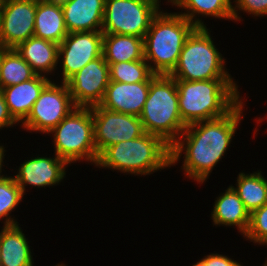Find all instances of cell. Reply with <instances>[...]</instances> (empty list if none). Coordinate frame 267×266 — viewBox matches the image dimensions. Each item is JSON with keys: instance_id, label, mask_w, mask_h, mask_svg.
<instances>
[{"instance_id": "cell-18", "label": "cell", "mask_w": 267, "mask_h": 266, "mask_svg": "<svg viewBox=\"0 0 267 266\" xmlns=\"http://www.w3.org/2000/svg\"><path fill=\"white\" fill-rule=\"evenodd\" d=\"M35 75L28 81L2 88L8 110L13 119L20 125L29 115L33 104L39 98L43 88L52 80Z\"/></svg>"}, {"instance_id": "cell-10", "label": "cell", "mask_w": 267, "mask_h": 266, "mask_svg": "<svg viewBox=\"0 0 267 266\" xmlns=\"http://www.w3.org/2000/svg\"><path fill=\"white\" fill-rule=\"evenodd\" d=\"M91 109L94 143L98 155L109 146L136 139L145 133L138 116L111 111L100 105Z\"/></svg>"}, {"instance_id": "cell-39", "label": "cell", "mask_w": 267, "mask_h": 266, "mask_svg": "<svg viewBox=\"0 0 267 266\" xmlns=\"http://www.w3.org/2000/svg\"><path fill=\"white\" fill-rule=\"evenodd\" d=\"M262 266H267V260L262 264Z\"/></svg>"}, {"instance_id": "cell-2", "label": "cell", "mask_w": 267, "mask_h": 266, "mask_svg": "<svg viewBox=\"0 0 267 266\" xmlns=\"http://www.w3.org/2000/svg\"><path fill=\"white\" fill-rule=\"evenodd\" d=\"M236 79L176 80L179 112L188 126L225 116L243 98Z\"/></svg>"}, {"instance_id": "cell-12", "label": "cell", "mask_w": 267, "mask_h": 266, "mask_svg": "<svg viewBox=\"0 0 267 266\" xmlns=\"http://www.w3.org/2000/svg\"><path fill=\"white\" fill-rule=\"evenodd\" d=\"M109 81V65L102 55L87 63L66 84L76 107L91 108L101 103Z\"/></svg>"}, {"instance_id": "cell-1", "label": "cell", "mask_w": 267, "mask_h": 266, "mask_svg": "<svg viewBox=\"0 0 267 266\" xmlns=\"http://www.w3.org/2000/svg\"><path fill=\"white\" fill-rule=\"evenodd\" d=\"M245 103L242 99L223 117L186 126L171 146V166L178 165L182 158L181 170L186 178L200 186L205 184L235 139L241 121L245 118Z\"/></svg>"}, {"instance_id": "cell-25", "label": "cell", "mask_w": 267, "mask_h": 266, "mask_svg": "<svg viewBox=\"0 0 267 266\" xmlns=\"http://www.w3.org/2000/svg\"><path fill=\"white\" fill-rule=\"evenodd\" d=\"M3 173L5 174L3 171L0 172V222L2 220V227H9L19 224L18 219L11 214L25 198L12 174L10 176Z\"/></svg>"}, {"instance_id": "cell-4", "label": "cell", "mask_w": 267, "mask_h": 266, "mask_svg": "<svg viewBox=\"0 0 267 266\" xmlns=\"http://www.w3.org/2000/svg\"><path fill=\"white\" fill-rule=\"evenodd\" d=\"M196 27L177 12L163 9L144 36V59L155 74L169 75L177 66L186 38Z\"/></svg>"}, {"instance_id": "cell-28", "label": "cell", "mask_w": 267, "mask_h": 266, "mask_svg": "<svg viewBox=\"0 0 267 266\" xmlns=\"http://www.w3.org/2000/svg\"><path fill=\"white\" fill-rule=\"evenodd\" d=\"M243 237L256 246L267 247V203L250 213L249 227Z\"/></svg>"}, {"instance_id": "cell-20", "label": "cell", "mask_w": 267, "mask_h": 266, "mask_svg": "<svg viewBox=\"0 0 267 266\" xmlns=\"http://www.w3.org/2000/svg\"><path fill=\"white\" fill-rule=\"evenodd\" d=\"M166 5L175 6L180 15L195 27H207L203 18L233 22L232 0H164ZM169 3V4H168ZM181 10V11H180ZM203 17V18H202ZM203 19V20H202ZM205 23V24H204Z\"/></svg>"}, {"instance_id": "cell-23", "label": "cell", "mask_w": 267, "mask_h": 266, "mask_svg": "<svg viewBox=\"0 0 267 266\" xmlns=\"http://www.w3.org/2000/svg\"><path fill=\"white\" fill-rule=\"evenodd\" d=\"M102 55L108 64L144 59V40L133 35L103 34Z\"/></svg>"}, {"instance_id": "cell-33", "label": "cell", "mask_w": 267, "mask_h": 266, "mask_svg": "<svg viewBox=\"0 0 267 266\" xmlns=\"http://www.w3.org/2000/svg\"><path fill=\"white\" fill-rule=\"evenodd\" d=\"M5 148L6 147L4 146V143L3 144L0 143V172L5 171L4 170V167H5L4 165H5L6 161H4V159H5V156H6L5 152L7 151Z\"/></svg>"}, {"instance_id": "cell-21", "label": "cell", "mask_w": 267, "mask_h": 266, "mask_svg": "<svg viewBox=\"0 0 267 266\" xmlns=\"http://www.w3.org/2000/svg\"><path fill=\"white\" fill-rule=\"evenodd\" d=\"M19 225L0 226V266H34L32 246Z\"/></svg>"}, {"instance_id": "cell-14", "label": "cell", "mask_w": 267, "mask_h": 266, "mask_svg": "<svg viewBox=\"0 0 267 266\" xmlns=\"http://www.w3.org/2000/svg\"><path fill=\"white\" fill-rule=\"evenodd\" d=\"M25 159L13 175L24 195L26 188H45L59 185L66 178V172L70 166L65 160L53 155H35Z\"/></svg>"}, {"instance_id": "cell-3", "label": "cell", "mask_w": 267, "mask_h": 266, "mask_svg": "<svg viewBox=\"0 0 267 266\" xmlns=\"http://www.w3.org/2000/svg\"><path fill=\"white\" fill-rule=\"evenodd\" d=\"M95 167L137 177L153 175L171 168V146L161 137L145 132L136 139L105 148Z\"/></svg>"}, {"instance_id": "cell-8", "label": "cell", "mask_w": 267, "mask_h": 266, "mask_svg": "<svg viewBox=\"0 0 267 266\" xmlns=\"http://www.w3.org/2000/svg\"><path fill=\"white\" fill-rule=\"evenodd\" d=\"M161 0H105L102 33L144 38Z\"/></svg>"}, {"instance_id": "cell-16", "label": "cell", "mask_w": 267, "mask_h": 266, "mask_svg": "<svg viewBox=\"0 0 267 266\" xmlns=\"http://www.w3.org/2000/svg\"><path fill=\"white\" fill-rule=\"evenodd\" d=\"M61 7L68 33L102 31L105 0H65Z\"/></svg>"}, {"instance_id": "cell-7", "label": "cell", "mask_w": 267, "mask_h": 266, "mask_svg": "<svg viewBox=\"0 0 267 266\" xmlns=\"http://www.w3.org/2000/svg\"><path fill=\"white\" fill-rule=\"evenodd\" d=\"M52 134V135H51ZM54 153L70 166L83 162L95 166L98 153L94 143V121L92 109L76 107L53 130Z\"/></svg>"}, {"instance_id": "cell-36", "label": "cell", "mask_w": 267, "mask_h": 266, "mask_svg": "<svg viewBox=\"0 0 267 266\" xmlns=\"http://www.w3.org/2000/svg\"><path fill=\"white\" fill-rule=\"evenodd\" d=\"M53 266H68V265H66L65 263L59 262V263H57L56 265H53Z\"/></svg>"}, {"instance_id": "cell-6", "label": "cell", "mask_w": 267, "mask_h": 266, "mask_svg": "<svg viewBox=\"0 0 267 266\" xmlns=\"http://www.w3.org/2000/svg\"><path fill=\"white\" fill-rule=\"evenodd\" d=\"M209 29L196 27L186 38L177 66L169 74L175 80L234 79Z\"/></svg>"}, {"instance_id": "cell-32", "label": "cell", "mask_w": 267, "mask_h": 266, "mask_svg": "<svg viewBox=\"0 0 267 266\" xmlns=\"http://www.w3.org/2000/svg\"><path fill=\"white\" fill-rule=\"evenodd\" d=\"M192 266H211V253L204 255L201 259H198Z\"/></svg>"}, {"instance_id": "cell-37", "label": "cell", "mask_w": 267, "mask_h": 266, "mask_svg": "<svg viewBox=\"0 0 267 266\" xmlns=\"http://www.w3.org/2000/svg\"><path fill=\"white\" fill-rule=\"evenodd\" d=\"M6 0H0V9L3 7V5L5 4Z\"/></svg>"}, {"instance_id": "cell-27", "label": "cell", "mask_w": 267, "mask_h": 266, "mask_svg": "<svg viewBox=\"0 0 267 266\" xmlns=\"http://www.w3.org/2000/svg\"><path fill=\"white\" fill-rule=\"evenodd\" d=\"M109 65V80L122 83L148 81L155 73L145 59L119 62Z\"/></svg>"}, {"instance_id": "cell-9", "label": "cell", "mask_w": 267, "mask_h": 266, "mask_svg": "<svg viewBox=\"0 0 267 266\" xmlns=\"http://www.w3.org/2000/svg\"><path fill=\"white\" fill-rule=\"evenodd\" d=\"M55 81L43 88L29 115L19 125L24 131L48 134L76 108L67 84Z\"/></svg>"}, {"instance_id": "cell-34", "label": "cell", "mask_w": 267, "mask_h": 266, "mask_svg": "<svg viewBox=\"0 0 267 266\" xmlns=\"http://www.w3.org/2000/svg\"><path fill=\"white\" fill-rule=\"evenodd\" d=\"M266 117H267L266 114L264 115V117H261V116L257 117V120H256V124H257V125H256V126H257V127L260 126L259 124H260V123H263V121H265V119H267ZM258 123H259V124H258Z\"/></svg>"}, {"instance_id": "cell-15", "label": "cell", "mask_w": 267, "mask_h": 266, "mask_svg": "<svg viewBox=\"0 0 267 266\" xmlns=\"http://www.w3.org/2000/svg\"><path fill=\"white\" fill-rule=\"evenodd\" d=\"M122 83L109 81L104 97L99 104L111 111L140 116L148 96L150 81Z\"/></svg>"}, {"instance_id": "cell-29", "label": "cell", "mask_w": 267, "mask_h": 266, "mask_svg": "<svg viewBox=\"0 0 267 266\" xmlns=\"http://www.w3.org/2000/svg\"><path fill=\"white\" fill-rule=\"evenodd\" d=\"M233 22L240 23L244 21L240 13L243 12L250 17H264L267 16V0H232ZM240 14V15H239Z\"/></svg>"}, {"instance_id": "cell-13", "label": "cell", "mask_w": 267, "mask_h": 266, "mask_svg": "<svg viewBox=\"0 0 267 266\" xmlns=\"http://www.w3.org/2000/svg\"><path fill=\"white\" fill-rule=\"evenodd\" d=\"M36 0H6L0 9V40L6 49H15L34 36Z\"/></svg>"}, {"instance_id": "cell-11", "label": "cell", "mask_w": 267, "mask_h": 266, "mask_svg": "<svg viewBox=\"0 0 267 266\" xmlns=\"http://www.w3.org/2000/svg\"><path fill=\"white\" fill-rule=\"evenodd\" d=\"M102 31H84L68 33L59 44L58 82L66 83L73 75L81 70L87 63L102 56Z\"/></svg>"}, {"instance_id": "cell-26", "label": "cell", "mask_w": 267, "mask_h": 266, "mask_svg": "<svg viewBox=\"0 0 267 266\" xmlns=\"http://www.w3.org/2000/svg\"><path fill=\"white\" fill-rule=\"evenodd\" d=\"M36 74L15 49H7L0 64V90L30 80Z\"/></svg>"}, {"instance_id": "cell-5", "label": "cell", "mask_w": 267, "mask_h": 266, "mask_svg": "<svg viewBox=\"0 0 267 266\" xmlns=\"http://www.w3.org/2000/svg\"><path fill=\"white\" fill-rule=\"evenodd\" d=\"M144 131L161 137L172 146L186 125L181 119L176 80L170 75L157 74L151 81L141 115Z\"/></svg>"}, {"instance_id": "cell-38", "label": "cell", "mask_w": 267, "mask_h": 266, "mask_svg": "<svg viewBox=\"0 0 267 266\" xmlns=\"http://www.w3.org/2000/svg\"><path fill=\"white\" fill-rule=\"evenodd\" d=\"M48 1H52V2H62V1H65V0H48Z\"/></svg>"}, {"instance_id": "cell-17", "label": "cell", "mask_w": 267, "mask_h": 266, "mask_svg": "<svg viewBox=\"0 0 267 266\" xmlns=\"http://www.w3.org/2000/svg\"><path fill=\"white\" fill-rule=\"evenodd\" d=\"M213 226L234 227L245 235L250 222V213L231 185L215 198L211 211Z\"/></svg>"}, {"instance_id": "cell-22", "label": "cell", "mask_w": 267, "mask_h": 266, "mask_svg": "<svg viewBox=\"0 0 267 266\" xmlns=\"http://www.w3.org/2000/svg\"><path fill=\"white\" fill-rule=\"evenodd\" d=\"M67 34L61 2L36 0L34 37L59 45Z\"/></svg>"}, {"instance_id": "cell-24", "label": "cell", "mask_w": 267, "mask_h": 266, "mask_svg": "<svg viewBox=\"0 0 267 266\" xmlns=\"http://www.w3.org/2000/svg\"><path fill=\"white\" fill-rule=\"evenodd\" d=\"M261 170L252 173L239 172L235 186L230 184L251 213L267 203V179Z\"/></svg>"}, {"instance_id": "cell-19", "label": "cell", "mask_w": 267, "mask_h": 266, "mask_svg": "<svg viewBox=\"0 0 267 266\" xmlns=\"http://www.w3.org/2000/svg\"><path fill=\"white\" fill-rule=\"evenodd\" d=\"M15 50L31 66L36 75L47 78L52 75L54 78L58 69L57 43L33 36L19 44Z\"/></svg>"}, {"instance_id": "cell-31", "label": "cell", "mask_w": 267, "mask_h": 266, "mask_svg": "<svg viewBox=\"0 0 267 266\" xmlns=\"http://www.w3.org/2000/svg\"><path fill=\"white\" fill-rule=\"evenodd\" d=\"M211 266H244L240 261L230 258V256L219 253H211Z\"/></svg>"}, {"instance_id": "cell-30", "label": "cell", "mask_w": 267, "mask_h": 266, "mask_svg": "<svg viewBox=\"0 0 267 266\" xmlns=\"http://www.w3.org/2000/svg\"><path fill=\"white\" fill-rule=\"evenodd\" d=\"M16 125H18V123L10 115L4 95L0 92V131L5 128H7L6 130L10 127L14 128Z\"/></svg>"}, {"instance_id": "cell-35", "label": "cell", "mask_w": 267, "mask_h": 266, "mask_svg": "<svg viewBox=\"0 0 267 266\" xmlns=\"http://www.w3.org/2000/svg\"><path fill=\"white\" fill-rule=\"evenodd\" d=\"M7 49L3 46H0V64H1V60H2V56H3V53L6 51Z\"/></svg>"}]
</instances>
